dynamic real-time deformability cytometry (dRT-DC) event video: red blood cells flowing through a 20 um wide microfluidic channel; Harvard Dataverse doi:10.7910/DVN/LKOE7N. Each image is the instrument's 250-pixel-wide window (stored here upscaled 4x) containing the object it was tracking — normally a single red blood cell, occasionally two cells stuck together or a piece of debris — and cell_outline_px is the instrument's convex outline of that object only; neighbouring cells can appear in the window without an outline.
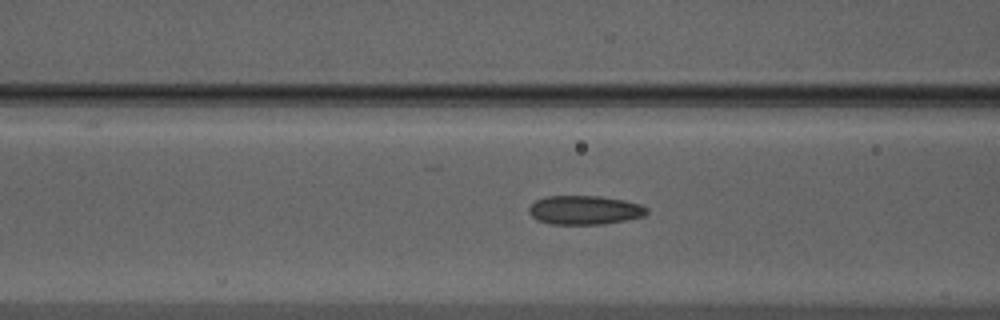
{"species": "Egyptian fruit bat (a non-hibernating species)", "species_latin": "Rousettus aegyptiacus", "temperature_condition": "warm", "stored_images_in_passage": 35, "camera_frame_rate_fps": 3000, "um_per_image_px": 0.085, "animal": {"sex": "male"}, "frame": {"image": 1, "passage_image": 4, "time_ms": 1.0, "image_size_px": [1000, 320], "cell_outline_px": [[648, 212], [644, 216], [604, 224], [548, 224], [536, 220], [528, 212], [528, 208], [536, 200], [544, 196], [600, 196], [624, 200], [640, 204], [648, 208]], "centroid_in_image_um": [49.67, 17.85], "position_along_channel_um": 116.9, "area_um2": 20.0}}
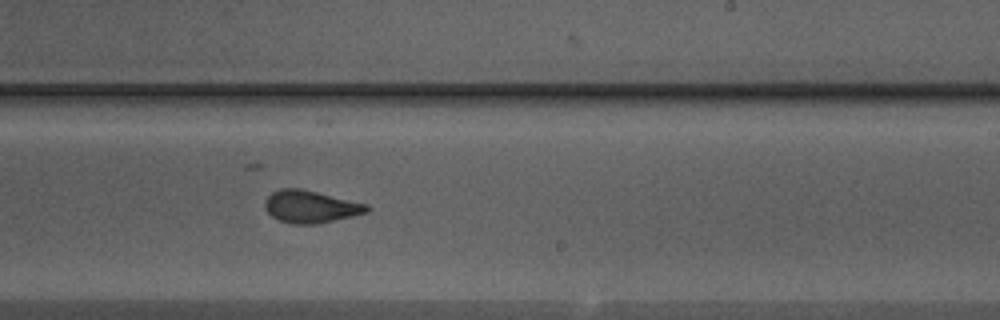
{"frame": {"image": 2, "passage_image": 15, "time_ms": 4.667, "image_size_px": [1000, 320], "cell_outline_px": [[372, 208], [368, 212], [352, 216], [316, 224], [292, 224], [280, 220], [272, 216], [264, 208], [264, 200], [272, 192], [280, 188], [300, 188], [368, 204]], "centroid_in_image_um": [26.4, 17.56], "position_along_channel_um": 262.6, "area_um2": 19.25}}
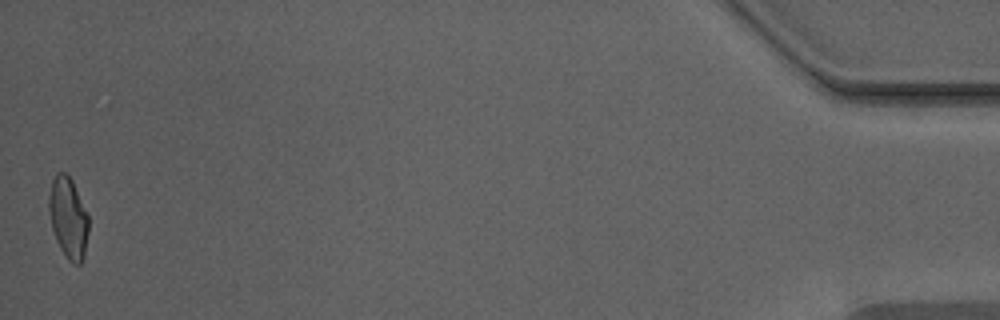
{"frame": {"image": 3, "passage_image": 35, "time_ms": 11.333, "image_size_px": [1000, 320], "cell_outline_px": [[88, 232], [84, 260], [80, 264], [72, 264], [68, 260], [60, 248], [56, 240], [52, 228], [48, 208], [48, 196], [52, 180], [56, 172], [64, 172], [72, 180], [88, 216]], "centroid_in_image_um": [5.79, 18.53], "position_along_channel_um": 429.4, "area_um2": 18.79}}